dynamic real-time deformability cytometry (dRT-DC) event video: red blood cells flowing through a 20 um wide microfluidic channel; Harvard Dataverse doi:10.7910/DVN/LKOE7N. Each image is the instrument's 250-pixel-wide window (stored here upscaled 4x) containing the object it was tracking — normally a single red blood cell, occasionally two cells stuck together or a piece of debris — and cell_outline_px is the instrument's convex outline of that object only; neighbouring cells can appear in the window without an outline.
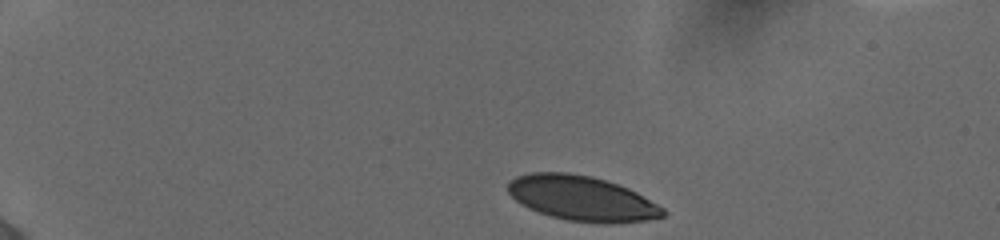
{"species": "human", "species_latin": "Homo sapiens", "temperature_condition": "cold", "stored_images_in_passage": 44, "camera_frame_rate_fps": 3000, "um_per_image_px": 0.085, "donor": {"sex": "female"}, "frame": {"image": 1, "passage_image": 1, "time_ms": 0.0, "image_size_px": [1000, 240], "cell_outline_px": [[664, 216], [648, 220], [608, 224], [604, 224], [568, 220], [552, 216], [528, 208], [520, 204], [508, 192], [508, 184], [516, 176], [532, 172], [568, 172], [592, 176], [628, 188], [636, 192], [664, 208]], "centroid_in_image_um": [49.46, 16.86], "position_along_channel_um": 35.5, "area_um2": 40.4}}
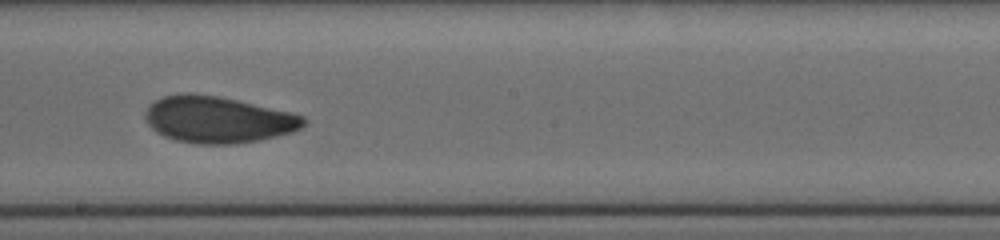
{"frame": {"image": 2, "passage_image": 23, "time_ms": 7.333, "image_size_px": [1000, 240], "cell_outline_px": [[308, 120], [300, 128], [292, 132], [260, 140], [236, 144], [196, 144], [176, 140], [164, 136], [156, 132], [144, 120], [144, 112], [156, 100], [164, 96], [188, 92], [220, 96], [292, 112], [304, 116]], "centroid_in_image_um": [18.53, 10.16], "position_along_channel_um": 229.7, "area_um2": 43.23}}
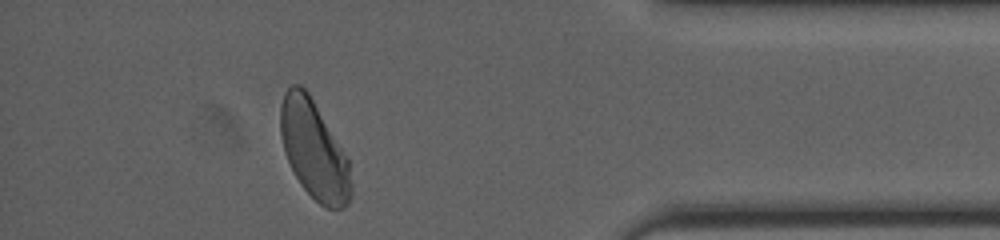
{"frame": {"image": 3, "passage_image": 39, "time_ms": 12.667, "image_size_px": [1000, 240], "cell_outline_px": [[352, 196], [348, 204], [344, 208], [324, 208], [300, 184], [284, 152], [280, 132], [280, 104], [284, 92], [292, 84], [300, 84], [308, 92], [348, 160], [352, 184]], "centroid_in_image_um": [26.68, 12.76], "position_along_channel_um": 408.5, "area_um2": 40.06}, "authors_computed_cell_mechanics": {"area_um2": 41.7894, "velocity_mm_per_s": 3.8559, "shape_relaxation_time_tau1_ms": 4.983, "shape_relaxation_time_tau2_ms": 1.4213, "deformation_change_tau1": 0.1504, "deformation_change_tau2": 0.0514}}